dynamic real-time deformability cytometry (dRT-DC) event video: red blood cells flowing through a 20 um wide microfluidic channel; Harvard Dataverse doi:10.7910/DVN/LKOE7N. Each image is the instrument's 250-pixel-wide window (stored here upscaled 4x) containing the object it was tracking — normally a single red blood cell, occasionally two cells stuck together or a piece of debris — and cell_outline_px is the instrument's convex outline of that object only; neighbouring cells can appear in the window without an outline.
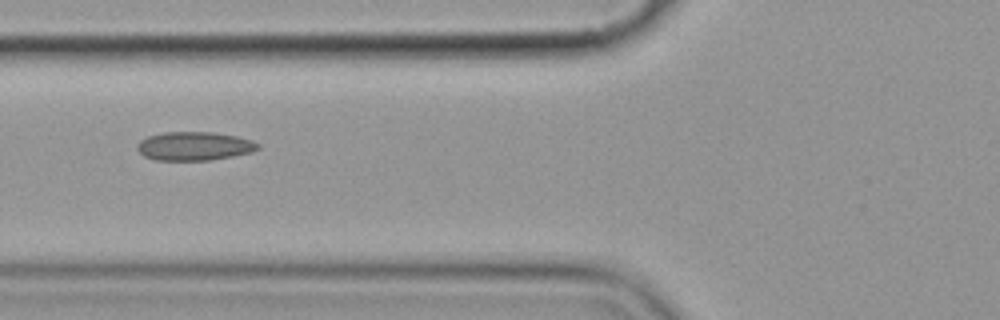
{"species": "common noctule bat (a hibernating species)", "species_latin": "Nyctalus noctula", "temperature_condition": "cold", "stored_images_in_passage": 6, "camera_frame_rate_fps": 3000, "um_per_image_px": 0.085, "animal": {"sex": "female", "body_mass_g": 19.9}, "frame": {"image": 1, "passage_image": 5, "time_ms": 4.667, "image_size_px": [1000, 320], "cell_outline_px": [[260, 148], [252, 152], [212, 160], [156, 160], [144, 156], [136, 148], [136, 144], [140, 140], [148, 136], [164, 132], [212, 132], [236, 136], [252, 140], [260, 144]], "centroid_in_image_um": [16.52, 12.42], "position_along_channel_um": 109.3, "area_um2": 20.23}}
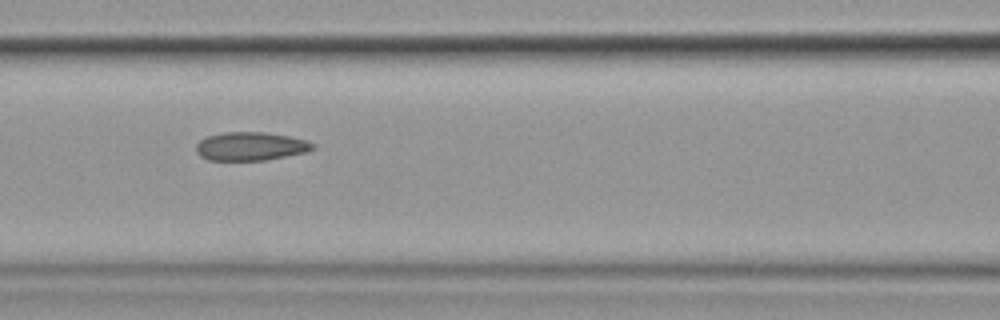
{"frame": {"image": 2, "passage_image": 6, "time_ms": 5.667, "image_size_px": [1000, 320], "cell_outline_px": [[316, 148], [308, 152], [264, 160], [208, 160], [200, 156], [196, 152], [196, 144], [200, 140], [208, 136], [224, 132], [264, 132], [288, 136], [308, 140], [316, 144]], "centroid_in_image_um": [21.34, 12.43], "position_along_channel_um": 145.3, "area_um2": 19.48}}